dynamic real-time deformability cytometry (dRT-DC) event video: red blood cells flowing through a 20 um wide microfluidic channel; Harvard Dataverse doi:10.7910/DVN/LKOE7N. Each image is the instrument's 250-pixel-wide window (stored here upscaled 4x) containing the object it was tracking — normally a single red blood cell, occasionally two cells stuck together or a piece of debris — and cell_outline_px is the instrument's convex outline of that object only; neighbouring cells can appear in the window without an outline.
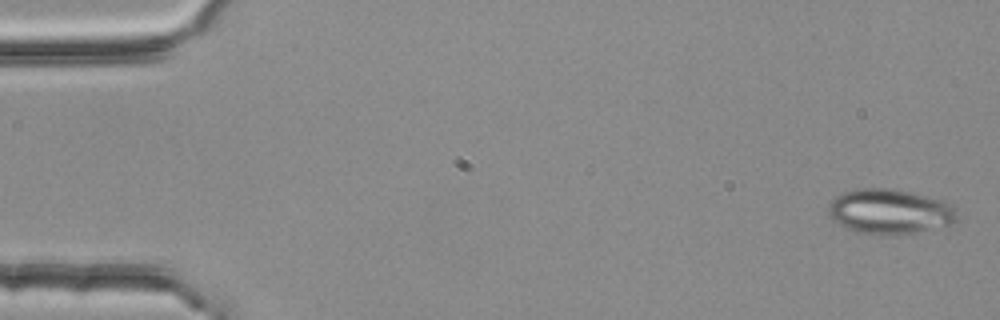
{"species": "common noctule bat (a hibernating species)", "species_latin": "Nyctalus noctula", "temperature_condition": "room temperature", "stored_images_in_passage": 3, "camera_frame_rate_fps": 3000, "um_per_image_px": 0.085, "animal": {"sex": "female", "body_mass_g": 25.1}, "frame": {"image": 1, "passage_image": 1, "time_ms": 0.0, "image_size_px": [1000, 320], "cell_outline_px": [[956, 224], [900, 236], [880, 236], [856, 232], [832, 220], [828, 212], [828, 204], [836, 196], [844, 192], [864, 188], [896, 188], [944, 200], [956, 208]], "centroid_in_image_um": [75.67, 18.0], "position_along_channel_um": 9.3, "area_um2": 34.51}}